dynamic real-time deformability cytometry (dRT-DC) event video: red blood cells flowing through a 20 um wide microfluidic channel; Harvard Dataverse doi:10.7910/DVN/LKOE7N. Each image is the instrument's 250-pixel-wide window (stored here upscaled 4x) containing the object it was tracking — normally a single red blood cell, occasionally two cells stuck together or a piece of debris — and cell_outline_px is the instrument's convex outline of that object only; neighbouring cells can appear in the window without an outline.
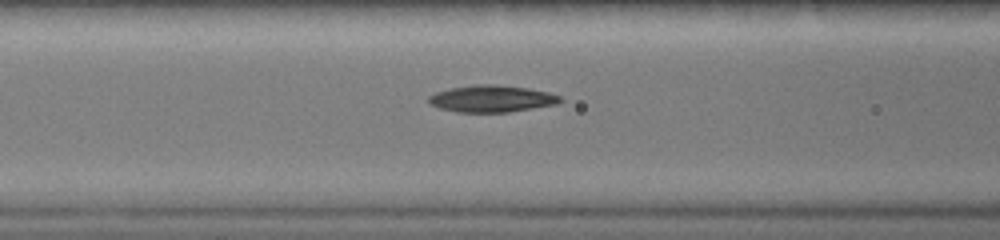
{"species": "common noctule bat (a hibernating species)", "species_latin": "Nyctalus noctula", "temperature_condition": "warm", "stored_images_in_passage": 32, "segment_of_instrument_passage": [1, 2], "camera_frame_rate_fps": 3000, "um_per_image_px": 0.085, "animal": {"sex": "female", "body_mass_g": 19.0, "forearm_length_mm": 51.5}, "frame": {"image": 1, "passage_image": 12, "time_ms": 3.667, "image_size_px": [1000, 240], "cell_outline_px": [[564, 100], [552, 104], [504, 112], [464, 112], [444, 108], [432, 104], [428, 100], [428, 96], [436, 92], [452, 88], [472, 84], [496, 84], [528, 88], [548, 92], [560, 96]], "centroid_in_image_um": [41.79, 8.36], "position_along_channel_um": 124.8, "area_um2": 20.0}}
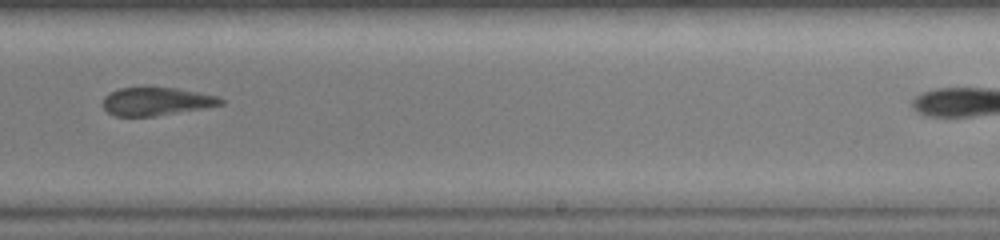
{"frame": {"image": 2, "passage_image": 22, "time_ms": 7.0, "image_size_px": [1000, 240], "cell_outline_px": [[224, 104], [152, 116], [116, 116], [108, 112], [104, 108], [104, 96], [120, 88], [176, 88], [216, 96], [224, 100]], "centroid_in_image_um": [13.27, 8.62], "position_along_channel_um": 275.7, "area_um2": 18.67}}
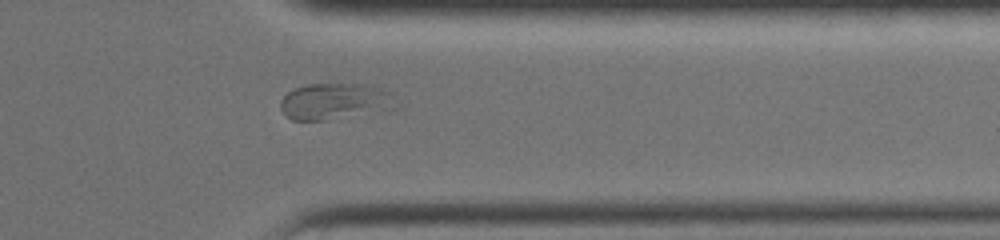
{"frame": {"image": 3, "passage_image": 29, "time_ms": 9.333, "image_size_px": [1000, 240], "cell_outline_px": [[380, 92], [368, 104], [324, 120], [292, 120], [280, 108], [280, 100], [288, 92], [296, 88], [308, 84], [356, 84], [380, 88]], "centroid_in_image_um": [27.68, 8.54], "position_along_channel_um": 383.7, "area_um2": 19.48}}